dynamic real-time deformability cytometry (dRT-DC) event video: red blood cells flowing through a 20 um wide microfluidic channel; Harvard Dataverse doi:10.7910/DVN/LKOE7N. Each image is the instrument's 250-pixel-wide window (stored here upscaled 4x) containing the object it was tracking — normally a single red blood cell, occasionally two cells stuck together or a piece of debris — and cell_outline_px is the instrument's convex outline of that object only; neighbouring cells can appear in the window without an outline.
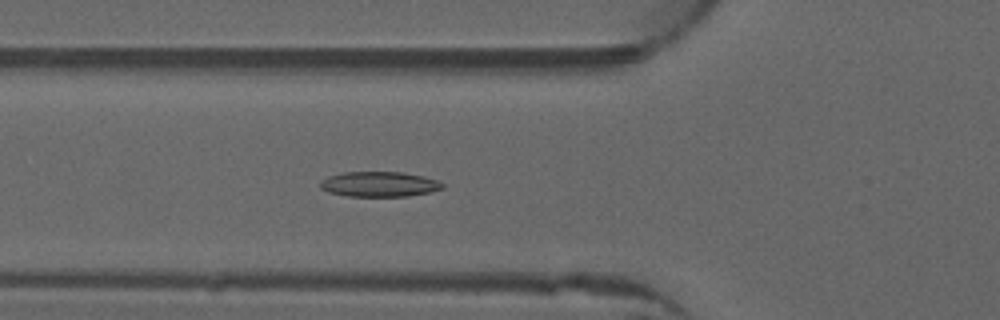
{"species": "common noctule bat (a hibernating species)", "species_latin": "Nyctalus noctula", "temperature_condition": "warm", "stored_images_in_passage": 52, "camera_frame_rate_fps": 3000, "um_per_image_px": 0.085, "animal": {"sex": "male", "forearm_length_mm": 52.5}, "frame": {"image": 1, "passage_image": 19, "time_ms": 6.0, "image_size_px": [1000, 320], "cell_outline_px": [[444, 188], [432, 192], [408, 196], [348, 196], [328, 192], [320, 188], [320, 184], [328, 176], [344, 172], [404, 172], [424, 176], [436, 180], [444, 184]], "centroid_in_image_um": [32.28, 15.66], "position_along_channel_um": 93.5, "area_um2": 17.92}}
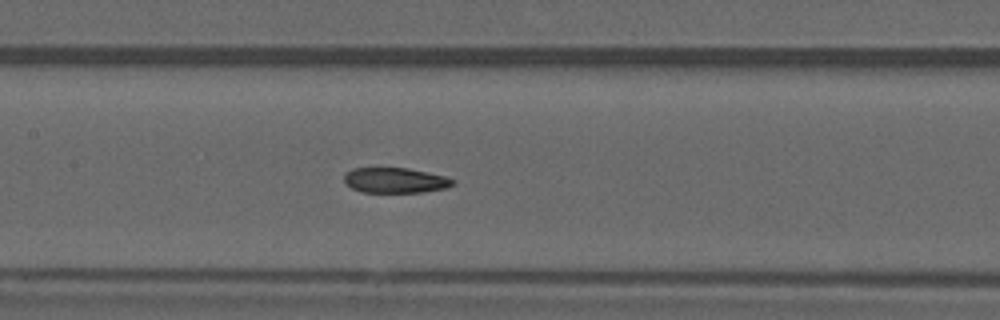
{"frame": {"image": 2, "passage_image": 25, "time_ms": 8.0, "image_size_px": [1000, 320], "cell_outline_px": [[456, 180], [448, 188], [424, 192], [360, 192], [344, 184], [344, 172], [352, 168], [408, 168], [444, 176]], "centroid_in_image_um": [33.55, 15.33], "position_along_channel_um": 173.9, "area_um2": 16.13}}
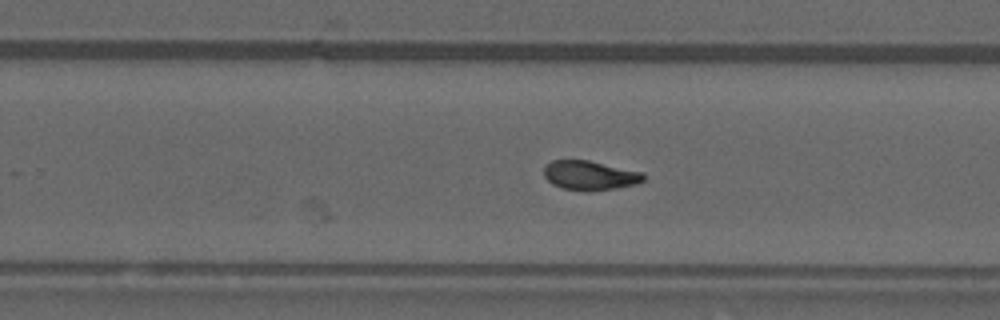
{"frame": {"image": 3, "passage_image": 33, "time_ms": 10.667, "image_size_px": [1000, 320], "cell_outline_px": [[644, 180], [636, 184], [616, 188], [560, 188], [552, 184], [544, 176], [544, 168], [552, 160], [588, 160], [644, 172]], "centroid_in_image_um": [50.15, 14.86], "position_along_channel_um": 279.6, "area_um2": 16.36}, "authors_computed_cell_mechanics": {"area_um2": 17.5423, "velocity_mm_per_s": 3.9907, "shape_relaxation_time_tau1_ms": 9.7487, "shape_relaxation_time_tau2_ms": 2.6688, "deformation_change_tau1": 0.247, "deformation_change_tau2": 0.0633}}